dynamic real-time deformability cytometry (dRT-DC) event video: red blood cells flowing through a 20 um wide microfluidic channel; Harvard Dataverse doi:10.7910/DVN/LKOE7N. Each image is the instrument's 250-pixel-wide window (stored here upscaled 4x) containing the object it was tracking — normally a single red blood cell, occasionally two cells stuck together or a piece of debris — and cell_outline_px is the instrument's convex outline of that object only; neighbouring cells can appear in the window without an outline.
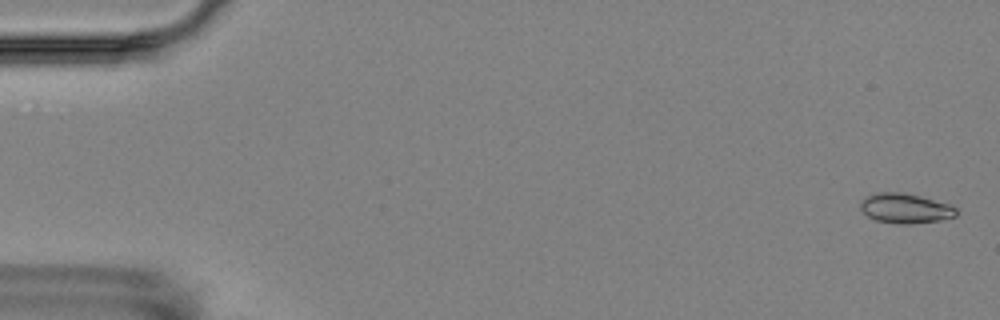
{"species": "Egyptian fruit bat (a non-hibernating species)", "species_latin": "Rousettus aegyptiacus", "temperature_condition": "room temperature", "stored_images_in_passage": 5, "camera_frame_rate_fps": 3000, "um_per_image_px": 0.085, "animal": {"sex": "female"}, "frame": {"image": 1, "passage_image": 1, "time_ms": 0.0, "image_size_px": [1000, 320], "cell_outline_px": [[956, 216], [940, 220], [912, 224], [900, 224], [876, 220], [868, 216], [860, 208], [860, 204], [868, 196], [876, 192], [904, 192], [920, 196], [948, 204], [956, 208]], "centroid_in_image_um": [76.95, 17.71], "position_along_channel_um": 8.0, "area_um2": 16.47}}
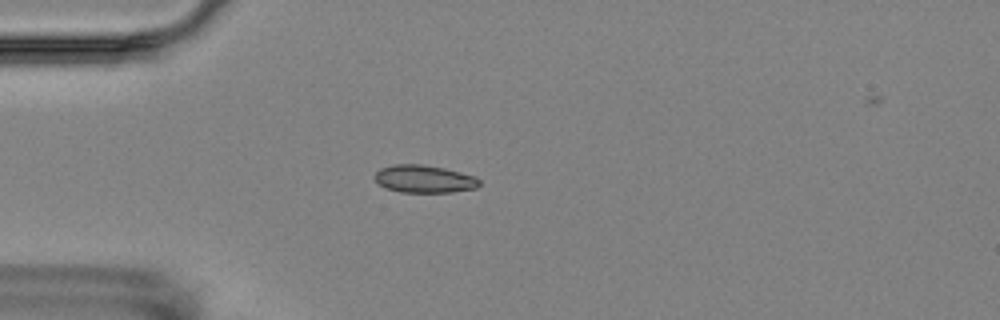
{"frame": {"image": 2, "passage_image": 5, "time_ms": 4.667, "image_size_px": [1000, 320], "cell_outline_px": [[480, 184], [476, 188], [452, 192], [400, 192], [388, 188], [380, 184], [376, 180], [376, 172], [380, 168], [392, 164], [424, 164], [444, 168], [476, 176], [480, 180]], "centroid_in_image_um": [36.09, 15.2], "position_along_channel_um": 48.9, "area_um2": 16.82}}